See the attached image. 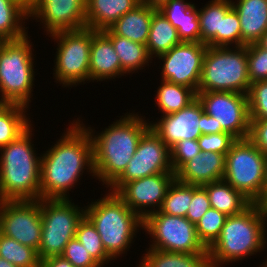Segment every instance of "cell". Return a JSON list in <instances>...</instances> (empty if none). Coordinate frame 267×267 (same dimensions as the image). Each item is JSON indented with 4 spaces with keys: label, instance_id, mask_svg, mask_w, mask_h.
<instances>
[{
    "label": "cell",
    "instance_id": "cell-1",
    "mask_svg": "<svg viewBox=\"0 0 267 267\" xmlns=\"http://www.w3.org/2000/svg\"><path fill=\"white\" fill-rule=\"evenodd\" d=\"M72 122L56 144L41 155L40 199L70 198L67 192L85 169L95 178L91 135L77 119Z\"/></svg>",
    "mask_w": 267,
    "mask_h": 267
},
{
    "label": "cell",
    "instance_id": "cell-2",
    "mask_svg": "<svg viewBox=\"0 0 267 267\" xmlns=\"http://www.w3.org/2000/svg\"><path fill=\"white\" fill-rule=\"evenodd\" d=\"M127 114V115H126ZM104 131L95 135L92 127H86L93 142L94 172L96 179L109 187L126 169L136 152L143 134L150 128L145 116L126 113Z\"/></svg>",
    "mask_w": 267,
    "mask_h": 267
},
{
    "label": "cell",
    "instance_id": "cell-3",
    "mask_svg": "<svg viewBox=\"0 0 267 267\" xmlns=\"http://www.w3.org/2000/svg\"><path fill=\"white\" fill-rule=\"evenodd\" d=\"M266 222L267 207L259 203H251L241 213L227 216L219 237L208 248L210 267L239 262L264 250Z\"/></svg>",
    "mask_w": 267,
    "mask_h": 267
},
{
    "label": "cell",
    "instance_id": "cell-4",
    "mask_svg": "<svg viewBox=\"0 0 267 267\" xmlns=\"http://www.w3.org/2000/svg\"><path fill=\"white\" fill-rule=\"evenodd\" d=\"M32 130L31 125L0 148V201L40 200L41 155L34 150Z\"/></svg>",
    "mask_w": 267,
    "mask_h": 267
},
{
    "label": "cell",
    "instance_id": "cell-5",
    "mask_svg": "<svg viewBox=\"0 0 267 267\" xmlns=\"http://www.w3.org/2000/svg\"><path fill=\"white\" fill-rule=\"evenodd\" d=\"M83 208L85 216L96 227L104 249L113 260L129 251L134 242L133 237L139 232L137 230L143 228V220L110 191Z\"/></svg>",
    "mask_w": 267,
    "mask_h": 267
},
{
    "label": "cell",
    "instance_id": "cell-6",
    "mask_svg": "<svg viewBox=\"0 0 267 267\" xmlns=\"http://www.w3.org/2000/svg\"><path fill=\"white\" fill-rule=\"evenodd\" d=\"M32 47L28 34L0 42V100L28 109L35 81Z\"/></svg>",
    "mask_w": 267,
    "mask_h": 267
},
{
    "label": "cell",
    "instance_id": "cell-7",
    "mask_svg": "<svg viewBox=\"0 0 267 267\" xmlns=\"http://www.w3.org/2000/svg\"><path fill=\"white\" fill-rule=\"evenodd\" d=\"M250 86L246 45L207 46L198 91H229L247 95Z\"/></svg>",
    "mask_w": 267,
    "mask_h": 267
},
{
    "label": "cell",
    "instance_id": "cell-8",
    "mask_svg": "<svg viewBox=\"0 0 267 267\" xmlns=\"http://www.w3.org/2000/svg\"><path fill=\"white\" fill-rule=\"evenodd\" d=\"M266 159L248 138L237 139L226 154L223 180L252 203L263 206Z\"/></svg>",
    "mask_w": 267,
    "mask_h": 267
},
{
    "label": "cell",
    "instance_id": "cell-9",
    "mask_svg": "<svg viewBox=\"0 0 267 267\" xmlns=\"http://www.w3.org/2000/svg\"><path fill=\"white\" fill-rule=\"evenodd\" d=\"M67 199H41L42 235L38 249L40 261L61 256L67 243L75 238L78 223L85 216V208Z\"/></svg>",
    "mask_w": 267,
    "mask_h": 267
},
{
    "label": "cell",
    "instance_id": "cell-10",
    "mask_svg": "<svg viewBox=\"0 0 267 267\" xmlns=\"http://www.w3.org/2000/svg\"><path fill=\"white\" fill-rule=\"evenodd\" d=\"M51 36L58 43L53 69L56 82L72 87L89 81L92 29L61 31Z\"/></svg>",
    "mask_w": 267,
    "mask_h": 267
},
{
    "label": "cell",
    "instance_id": "cell-11",
    "mask_svg": "<svg viewBox=\"0 0 267 267\" xmlns=\"http://www.w3.org/2000/svg\"><path fill=\"white\" fill-rule=\"evenodd\" d=\"M142 229L153 239L150 249L186 254L208 253L198 238L195 224L186 217L168 215L159 210L143 219Z\"/></svg>",
    "mask_w": 267,
    "mask_h": 267
},
{
    "label": "cell",
    "instance_id": "cell-12",
    "mask_svg": "<svg viewBox=\"0 0 267 267\" xmlns=\"http://www.w3.org/2000/svg\"><path fill=\"white\" fill-rule=\"evenodd\" d=\"M158 173H174L170 148L151 129L141 137L124 172L109 186L116 193L125 183Z\"/></svg>",
    "mask_w": 267,
    "mask_h": 267
},
{
    "label": "cell",
    "instance_id": "cell-13",
    "mask_svg": "<svg viewBox=\"0 0 267 267\" xmlns=\"http://www.w3.org/2000/svg\"><path fill=\"white\" fill-rule=\"evenodd\" d=\"M0 232L38 252L41 235V199L0 201Z\"/></svg>",
    "mask_w": 267,
    "mask_h": 267
},
{
    "label": "cell",
    "instance_id": "cell-14",
    "mask_svg": "<svg viewBox=\"0 0 267 267\" xmlns=\"http://www.w3.org/2000/svg\"><path fill=\"white\" fill-rule=\"evenodd\" d=\"M197 98L204 112L214 117L225 132L236 139H247L250 114L246 94L229 91H198Z\"/></svg>",
    "mask_w": 267,
    "mask_h": 267
},
{
    "label": "cell",
    "instance_id": "cell-15",
    "mask_svg": "<svg viewBox=\"0 0 267 267\" xmlns=\"http://www.w3.org/2000/svg\"><path fill=\"white\" fill-rule=\"evenodd\" d=\"M206 49L202 42H181L160 55L162 80L187 86L197 93Z\"/></svg>",
    "mask_w": 267,
    "mask_h": 267
},
{
    "label": "cell",
    "instance_id": "cell-16",
    "mask_svg": "<svg viewBox=\"0 0 267 267\" xmlns=\"http://www.w3.org/2000/svg\"><path fill=\"white\" fill-rule=\"evenodd\" d=\"M27 14L43 23L48 35L86 28V0H32Z\"/></svg>",
    "mask_w": 267,
    "mask_h": 267
},
{
    "label": "cell",
    "instance_id": "cell-17",
    "mask_svg": "<svg viewBox=\"0 0 267 267\" xmlns=\"http://www.w3.org/2000/svg\"><path fill=\"white\" fill-rule=\"evenodd\" d=\"M174 179L175 173H158L125 183L115 194L143 220L159 211Z\"/></svg>",
    "mask_w": 267,
    "mask_h": 267
},
{
    "label": "cell",
    "instance_id": "cell-18",
    "mask_svg": "<svg viewBox=\"0 0 267 267\" xmlns=\"http://www.w3.org/2000/svg\"><path fill=\"white\" fill-rule=\"evenodd\" d=\"M204 108L196 98L178 112L161 116L150 122L151 129L171 149L182 140H197L202 135V114Z\"/></svg>",
    "mask_w": 267,
    "mask_h": 267
},
{
    "label": "cell",
    "instance_id": "cell-19",
    "mask_svg": "<svg viewBox=\"0 0 267 267\" xmlns=\"http://www.w3.org/2000/svg\"><path fill=\"white\" fill-rule=\"evenodd\" d=\"M126 74L110 38L103 31L92 29V43L89 62V82L115 79Z\"/></svg>",
    "mask_w": 267,
    "mask_h": 267
},
{
    "label": "cell",
    "instance_id": "cell-20",
    "mask_svg": "<svg viewBox=\"0 0 267 267\" xmlns=\"http://www.w3.org/2000/svg\"><path fill=\"white\" fill-rule=\"evenodd\" d=\"M225 163V154L201 152L185 163L175 173V178L186 184L204 186L211 182L223 180Z\"/></svg>",
    "mask_w": 267,
    "mask_h": 267
},
{
    "label": "cell",
    "instance_id": "cell-21",
    "mask_svg": "<svg viewBox=\"0 0 267 267\" xmlns=\"http://www.w3.org/2000/svg\"><path fill=\"white\" fill-rule=\"evenodd\" d=\"M237 2V3H235ZM232 0L242 35V46L256 43L267 31V0Z\"/></svg>",
    "mask_w": 267,
    "mask_h": 267
},
{
    "label": "cell",
    "instance_id": "cell-22",
    "mask_svg": "<svg viewBox=\"0 0 267 267\" xmlns=\"http://www.w3.org/2000/svg\"><path fill=\"white\" fill-rule=\"evenodd\" d=\"M158 11L177 29L182 42H201L196 5L185 0H169Z\"/></svg>",
    "mask_w": 267,
    "mask_h": 267
},
{
    "label": "cell",
    "instance_id": "cell-23",
    "mask_svg": "<svg viewBox=\"0 0 267 267\" xmlns=\"http://www.w3.org/2000/svg\"><path fill=\"white\" fill-rule=\"evenodd\" d=\"M139 3L140 0H86V28L95 31L110 29Z\"/></svg>",
    "mask_w": 267,
    "mask_h": 267
},
{
    "label": "cell",
    "instance_id": "cell-24",
    "mask_svg": "<svg viewBox=\"0 0 267 267\" xmlns=\"http://www.w3.org/2000/svg\"><path fill=\"white\" fill-rule=\"evenodd\" d=\"M158 9L139 3L130 12L120 17L110 28L118 36L146 45L153 14Z\"/></svg>",
    "mask_w": 267,
    "mask_h": 267
},
{
    "label": "cell",
    "instance_id": "cell-25",
    "mask_svg": "<svg viewBox=\"0 0 267 267\" xmlns=\"http://www.w3.org/2000/svg\"><path fill=\"white\" fill-rule=\"evenodd\" d=\"M203 187L206 189L211 207L227 216L241 213L252 203L225 180L211 182Z\"/></svg>",
    "mask_w": 267,
    "mask_h": 267
},
{
    "label": "cell",
    "instance_id": "cell-26",
    "mask_svg": "<svg viewBox=\"0 0 267 267\" xmlns=\"http://www.w3.org/2000/svg\"><path fill=\"white\" fill-rule=\"evenodd\" d=\"M110 38L113 48L121 62V69L127 74L142 70L145 65L149 66L150 60L146 45L134 42L128 38L115 35L110 29L103 30Z\"/></svg>",
    "mask_w": 267,
    "mask_h": 267
},
{
    "label": "cell",
    "instance_id": "cell-27",
    "mask_svg": "<svg viewBox=\"0 0 267 267\" xmlns=\"http://www.w3.org/2000/svg\"><path fill=\"white\" fill-rule=\"evenodd\" d=\"M197 9L201 42L216 47V33H221L222 18L232 9V0H211Z\"/></svg>",
    "mask_w": 267,
    "mask_h": 267
},
{
    "label": "cell",
    "instance_id": "cell-28",
    "mask_svg": "<svg viewBox=\"0 0 267 267\" xmlns=\"http://www.w3.org/2000/svg\"><path fill=\"white\" fill-rule=\"evenodd\" d=\"M182 41L177 29L158 10L153 14L146 48L149 57H159Z\"/></svg>",
    "mask_w": 267,
    "mask_h": 267
},
{
    "label": "cell",
    "instance_id": "cell-29",
    "mask_svg": "<svg viewBox=\"0 0 267 267\" xmlns=\"http://www.w3.org/2000/svg\"><path fill=\"white\" fill-rule=\"evenodd\" d=\"M29 19L27 7L19 0H0V40H18L28 31L23 20Z\"/></svg>",
    "mask_w": 267,
    "mask_h": 267
},
{
    "label": "cell",
    "instance_id": "cell-30",
    "mask_svg": "<svg viewBox=\"0 0 267 267\" xmlns=\"http://www.w3.org/2000/svg\"><path fill=\"white\" fill-rule=\"evenodd\" d=\"M148 249L137 267H210L208 253L186 254Z\"/></svg>",
    "mask_w": 267,
    "mask_h": 267
},
{
    "label": "cell",
    "instance_id": "cell-31",
    "mask_svg": "<svg viewBox=\"0 0 267 267\" xmlns=\"http://www.w3.org/2000/svg\"><path fill=\"white\" fill-rule=\"evenodd\" d=\"M156 93L155 102L161 110L160 113H163L162 116L178 112L197 98L193 89L162 79Z\"/></svg>",
    "mask_w": 267,
    "mask_h": 267
},
{
    "label": "cell",
    "instance_id": "cell-32",
    "mask_svg": "<svg viewBox=\"0 0 267 267\" xmlns=\"http://www.w3.org/2000/svg\"><path fill=\"white\" fill-rule=\"evenodd\" d=\"M28 107L20 104H11L0 115V148L16 140L32 124L26 112Z\"/></svg>",
    "mask_w": 267,
    "mask_h": 267
},
{
    "label": "cell",
    "instance_id": "cell-33",
    "mask_svg": "<svg viewBox=\"0 0 267 267\" xmlns=\"http://www.w3.org/2000/svg\"><path fill=\"white\" fill-rule=\"evenodd\" d=\"M0 257L18 267H40L37 251L0 232Z\"/></svg>",
    "mask_w": 267,
    "mask_h": 267
},
{
    "label": "cell",
    "instance_id": "cell-34",
    "mask_svg": "<svg viewBox=\"0 0 267 267\" xmlns=\"http://www.w3.org/2000/svg\"><path fill=\"white\" fill-rule=\"evenodd\" d=\"M192 199L193 185L180 182L175 178L159 210L168 215L186 217Z\"/></svg>",
    "mask_w": 267,
    "mask_h": 267
},
{
    "label": "cell",
    "instance_id": "cell-35",
    "mask_svg": "<svg viewBox=\"0 0 267 267\" xmlns=\"http://www.w3.org/2000/svg\"><path fill=\"white\" fill-rule=\"evenodd\" d=\"M75 237L101 267L113 260L104 249L96 227L86 216L78 223Z\"/></svg>",
    "mask_w": 267,
    "mask_h": 267
},
{
    "label": "cell",
    "instance_id": "cell-36",
    "mask_svg": "<svg viewBox=\"0 0 267 267\" xmlns=\"http://www.w3.org/2000/svg\"><path fill=\"white\" fill-rule=\"evenodd\" d=\"M226 218L227 215L210 207L195 224L198 238L207 249L219 237Z\"/></svg>",
    "mask_w": 267,
    "mask_h": 267
},
{
    "label": "cell",
    "instance_id": "cell-37",
    "mask_svg": "<svg viewBox=\"0 0 267 267\" xmlns=\"http://www.w3.org/2000/svg\"><path fill=\"white\" fill-rule=\"evenodd\" d=\"M233 45L242 46V35L238 14L232 8L222 18L221 33H216V47H233Z\"/></svg>",
    "mask_w": 267,
    "mask_h": 267
},
{
    "label": "cell",
    "instance_id": "cell-38",
    "mask_svg": "<svg viewBox=\"0 0 267 267\" xmlns=\"http://www.w3.org/2000/svg\"><path fill=\"white\" fill-rule=\"evenodd\" d=\"M246 49L250 83L267 80V50L257 43L247 44Z\"/></svg>",
    "mask_w": 267,
    "mask_h": 267
},
{
    "label": "cell",
    "instance_id": "cell-39",
    "mask_svg": "<svg viewBox=\"0 0 267 267\" xmlns=\"http://www.w3.org/2000/svg\"><path fill=\"white\" fill-rule=\"evenodd\" d=\"M247 97L250 119H267V80L252 83Z\"/></svg>",
    "mask_w": 267,
    "mask_h": 267
},
{
    "label": "cell",
    "instance_id": "cell-40",
    "mask_svg": "<svg viewBox=\"0 0 267 267\" xmlns=\"http://www.w3.org/2000/svg\"><path fill=\"white\" fill-rule=\"evenodd\" d=\"M237 139L228 132L202 134L198 139L201 152L227 154Z\"/></svg>",
    "mask_w": 267,
    "mask_h": 267
},
{
    "label": "cell",
    "instance_id": "cell-41",
    "mask_svg": "<svg viewBox=\"0 0 267 267\" xmlns=\"http://www.w3.org/2000/svg\"><path fill=\"white\" fill-rule=\"evenodd\" d=\"M171 165L176 173L185 163L201 154L197 140H182L170 149Z\"/></svg>",
    "mask_w": 267,
    "mask_h": 267
},
{
    "label": "cell",
    "instance_id": "cell-42",
    "mask_svg": "<svg viewBox=\"0 0 267 267\" xmlns=\"http://www.w3.org/2000/svg\"><path fill=\"white\" fill-rule=\"evenodd\" d=\"M61 256L74 267H101L76 237L67 243Z\"/></svg>",
    "mask_w": 267,
    "mask_h": 267
},
{
    "label": "cell",
    "instance_id": "cell-43",
    "mask_svg": "<svg viewBox=\"0 0 267 267\" xmlns=\"http://www.w3.org/2000/svg\"><path fill=\"white\" fill-rule=\"evenodd\" d=\"M210 207L206 189L203 186L193 185V199L188 207L186 218L196 224Z\"/></svg>",
    "mask_w": 267,
    "mask_h": 267
},
{
    "label": "cell",
    "instance_id": "cell-44",
    "mask_svg": "<svg viewBox=\"0 0 267 267\" xmlns=\"http://www.w3.org/2000/svg\"><path fill=\"white\" fill-rule=\"evenodd\" d=\"M248 139L267 156V119H250Z\"/></svg>",
    "mask_w": 267,
    "mask_h": 267
},
{
    "label": "cell",
    "instance_id": "cell-45",
    "mask_svg": "<svg viewBox=\"0 0 267 267\" xmlns=\"http://www.w3.org/2000/svg\"><path fill=\"white\" fill-rule=\"evenodd\" d=\"M221 132L225 131L222 129L220 122L204 112L202 114V134H215Z\"/></svg>",
    "mask_w": 267,
    "mask_h": 267
},
{
    "label": "cell",
    "instance_id": "cell-46",
    "mask_svg": "<svg viewBox=\"0 0 267 267\" xmlns=\"http://www.w3.org/2000/svg\"><path fill=\"white\" fill-rule=\"evenodd\" d=\"M40 267H74L62 256H52L41 261Z\"/></svg>",
    "mask_w": 267,
    "mask_h": 267
},
{
    "label": "cell",
    "instance_id": "cell-47",
    "mask_svg": "<svg viewBox=\"0 0 267 267\" xmlns=\"http://www.w3.org/2000/svg\"><path fill=\"white\" fill-rule=\"evenodd\" d=\"M168 1L169 0H140L141 3L156 9H159L163 4H165Z\"/></svg>",
    "mask_w": 267,
    "mask_h": 267
},
{
    "label": "cell",
    "instance_id": "cell-48",
    "mask_svg": "<svg viewBox=\"0 0 267 267\" xmlns=\"http://www.w3.org/2000/svg\"><path fill=\"white\" fill-rule=\"evenodd\" d=\"M263 206L267 207V159H266L265 183L263 187Z\"/></svg>",
    "mask_w": 267,
    "mask_h": 267
},
{
    "label": "cell",
    "instance_id": "cell-49",
    "mask_svg": "<svg viewBox=\"0 0 267 267\" xmlns=\"http://www.w3.org/2000/svg\"><path fill=\"white\" fill-rule=\"evenodd\" d=\"M256 43L260 47L267 50V31L261 36V38Z\"/></svg>",
    "mask_w": 267,
    "mask_h": 267
},
{
    "label": "cell",
    "instance_id": "cell-50",
    "mask_svg": "<svg viewBox=\"0 0 267 267\" xmlns=\"http://www.w3.org/2000/svg\"><path fill=\"white\" fill-rule=\"evenodd\" d=\"M12 103L4 100H0V115L11 105Z\"/></svg>",
    "mask_w": 267,
    "mask_h": 267
},
{
    "label": "cell",
    "instance_id": "cell-51",
    "mask_svg": "<svg viewBox=\"0 0 267 267\" xmlns=\"http://www.w3.org/2000/svg\"><path fill=\"white\" fill-rule=\"evenodd\" d=\"M0 267H18V266L13 265L12 263L7 261L6 259H3L0 257Z\"/></svg>",
    "mask_w": 267,
    "mask_h": 267
},
{
    "label": "cell",
    "instance_id": "cell-52",
    "mask_svg": "<svg viewBox=\"0 0 267 267\" xmlns=\"http://www.w3.org/2000/svg\"><path fill=\"white\" fill-rule=\"evenodd\" d=\"M21 3H23L27 8L30 5V3L32 2V0H19Z\"/></svg>",
    "mask_w": 267,
    "mask_h": 267
},
{
    "label": "cell",
    "instance_id": "cell-53",
    "mask_svg": "<svg viewBox=\"0 0 267 267\" xmlns=\"http://www.w3.org/2000/svg\"><path fill=\"white\" fill-rule=\"evenodd\" d=\"M261 267H267V263L263 262V266H261Z\"/></svg>",
    "mask_w": 267,
    "mask_h": 267
}]
</instances>
